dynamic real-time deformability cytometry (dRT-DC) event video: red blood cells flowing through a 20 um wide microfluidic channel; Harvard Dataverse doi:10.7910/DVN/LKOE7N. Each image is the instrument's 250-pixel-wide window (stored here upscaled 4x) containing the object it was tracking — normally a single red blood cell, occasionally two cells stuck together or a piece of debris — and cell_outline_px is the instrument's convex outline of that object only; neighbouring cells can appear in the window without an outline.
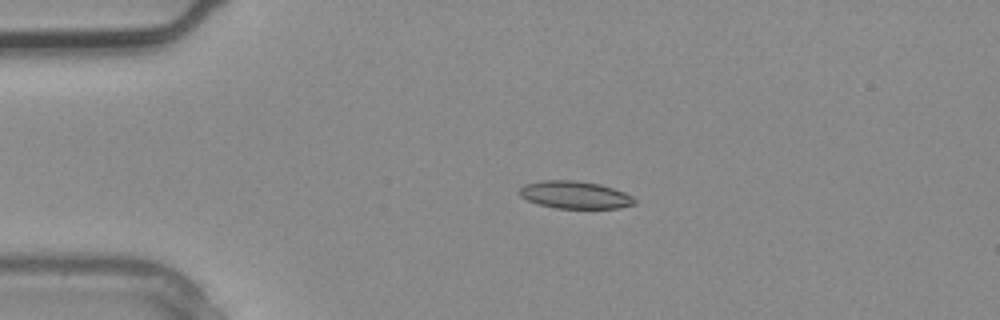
{"species": "common noctule bat (a hibernating species)", "species_latin": "Nyctalus noctula", "temperature_condition": "warm", "stored_images_in_passage": 1, "camera_frame_rate_fps": 3000, "um_per_image_px": 0.085, "animal": {"sex": "male", "body_mass_g": 20.4}, "frame": {"image": 1, "passage_image": 1, "time_ms": 0.0, "image_size_px": [1000, 320], "cell_outline_px": [[636, 204], [620, 208], [556, 208], [540, 204], [528, 200], [520, 196], [520, 188], [524, 184], [540, 180], [576, 180], [600, 184], [624, 192], [632, 196], [636, 200]], "centroid_in_image_um": [48.88, 16.56], "position_along_channel_um": 36.1, "area_um2": 18.44}}